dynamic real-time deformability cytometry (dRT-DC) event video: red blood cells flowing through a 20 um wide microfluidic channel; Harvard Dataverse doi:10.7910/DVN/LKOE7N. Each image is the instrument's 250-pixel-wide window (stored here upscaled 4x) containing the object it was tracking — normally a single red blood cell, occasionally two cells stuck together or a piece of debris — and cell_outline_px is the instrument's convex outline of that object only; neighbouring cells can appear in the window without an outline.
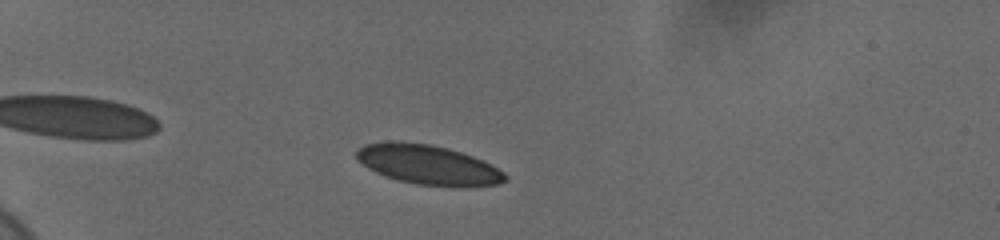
{"species": "human", "species_latin": "Homo sapiens", "temperature_condition": "cold", "stored_images_in_passage": 48, "camera_frame_rate_fps": 3000, "um_per_image_px": 0.085, "donor": {"sex": "female"}, "frame": {"image": 1, "passage_image": 8, "time_ms": 2.333, "image_size_px": [1000, 240], "cell_outline_px": [[508, 180], [496, 184], [416, 184], [384, 176], [368, 168], [356, 160], [356, 148], [364, 144], [388, 140], [400, 140], [428, 144], [448, 148], [472, 156], [504, 172], [508, 176]], "centroid_in_image_um": [36.25, 13.94], "position_along_channel_um": 48.8, "area_um2": 33.52}}
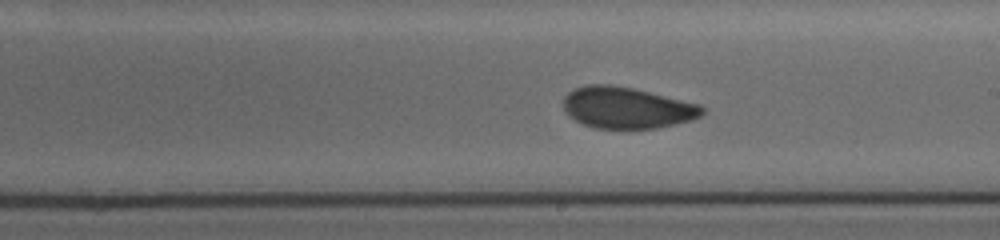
{"frame": {"image": 2, "passage_image": 27, "time_ms": 8.667, "image_size_px": [1000, 240], "cell_outline_px": [[704, 112], [700, 116], [692, 120], [676, 124], [656, 128], [596, 128], [584, 124], [568, 116], [564, 108], [564, 96], [568, 92], [576, 88], [588, 84], [608, 84], [632, 88], [700, 104], [704, 108]], "centroid_in_image_um": [53.28, 9.16], "position_along_channel_um": 235.7, "area_um2": 33.29}}
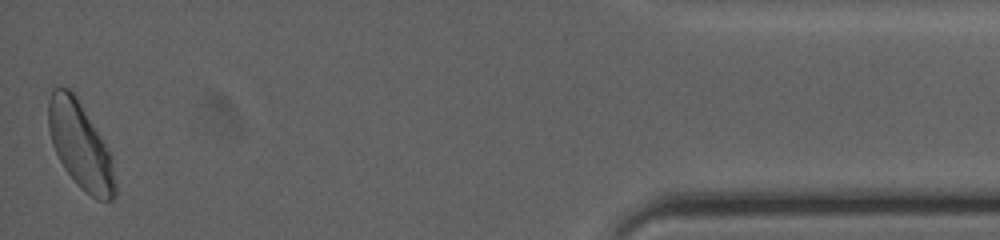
{"frame": {"image": 3, "passage_image": 48, "time_ms": 15.667, "image_size_px": [1000, 240], "cell_outline_px": [[116, 196], [112, 200], [96, 200], [80, 188], [76, 184], [64, 168], [52, 144], [48, 128], [48, 100], [52, 88], [68, 88], [76, 96], [112, 156], [116, 184]], "centroid_in_image_um": [6.83, 12.4], "position_along_channel_um": 428.4, "area_um2": 33.47}, "authors_computed_cell_mechanics": {"area_um2": 33.4662, "velocity_mm_per_s": 3.6715, "shape_relaxation_time_tau1_ms": null, "shape_relaxation_time_tau2_ms": 0.995, "deformation_change_tau1": null, "deformation_change_tau2": 0.0631}}